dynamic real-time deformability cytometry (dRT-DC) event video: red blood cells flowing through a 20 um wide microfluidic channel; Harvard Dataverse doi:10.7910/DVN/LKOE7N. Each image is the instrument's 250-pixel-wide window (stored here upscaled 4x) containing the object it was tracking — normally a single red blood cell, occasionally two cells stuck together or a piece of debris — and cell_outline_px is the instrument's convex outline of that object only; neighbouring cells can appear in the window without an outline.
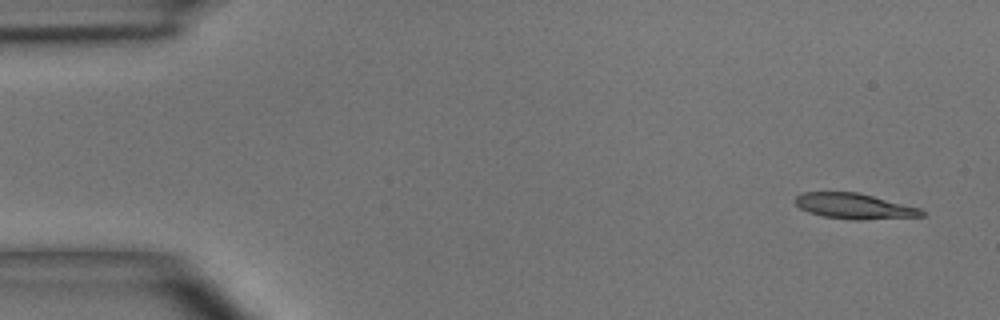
{"species": "common noctule bat (a hibernating species)", "species_latin": "Nyctalus noctula", "temperature_condition": "room temperature", "stored_images_in_passage": 5, "segment_of_instrument_passage": [1, 2], "camera_frame_rate_fps": 3000, "um_per_image_px": 0.085, "animal": {"sex": "male", "body_mass_g": 15.6}, "frame": {"image": 1, "passage_image": 1, "time_ms": 0.0, "image_size_px": [1000, 320], "cell_outline_px": [[924, 216], [860, 220], [852, 220], [824, 216], [808, 212], [800, 208], [796, 204], [796, 196], [804, 192], [856, 192], [920, 208], [924, 212]], "centroid_in_image_um": [72.6, 17.53], "position_along_channel_um": 12.4, "area_um2": 18.55}}